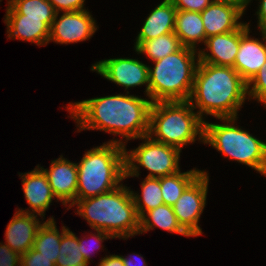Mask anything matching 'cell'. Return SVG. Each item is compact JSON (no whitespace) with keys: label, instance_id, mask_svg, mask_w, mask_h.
I'll return each instance as SVG.
<instances>
[{"label":"cell","instance_id":"6da1fadb","mask_svg":"<svg viewBox=\"0 0 266 266\" xmlns=\"http://www.w3.org/2000/svg\"><path fill=\"white\" fill-rule=\"evenodd\" d=\"M151 105L149 97L141 98L126 92L72 102L66 109L77 123V132L100 130L115 136L121 135L122 139L113 138L109 142L126 147L128 140L148 135Z\"/></svg>","mask_w":266,"mask_h":266},{"label":"cell","instance_id":"7a4b0ae2","mask_svg":"<svg viewBox=\"0 0 266 266\" xmlns=\"http://www.w3.org/2000/svg\"><path fill=\"white\" fill-rule=\"evenodd\" d=\"M247 82L233 67L198 63L189 102L203 121L206 115L238 117L248 98Z\"/></svg>","mask_w":266,"mask_h":266},{"label":"cell","instance_id":"3957f363","mask_svg":"<svg viewBox=\"0 0 266 266\" xmlns=\"http://www.w3.org/2000/svg\"><path fill=\"white\" fill-rule=\"evenodd\" d=\"M75 212L84 218L92 230H101L114 238L129 239L139 234V217L132 198L130 187L123 183L116 189L76 200Z\"/></svg>","mask_w":266,"mask_h":266},{"label":"cell","instance_id":"277c9868","mask_svg":"<svg viewBox=\"0 0 266 266\" xmlns=\"http://www.w3.org/2000/svg\"><path fill=\"white\" fill-rule=\"evenodd\" d=\"M76 200L95 197L116 189L125 180V146L104 142L87 150L77 163Z\"/></svg>","mask_w":266,"mask_h":266},{"label":"cell","instance_id":"5b68a950","mask_svg":"<svg viewBox=\"0 0 266 266\" xmlns=\"http://www.w3.org/2000/svg\"><path fill=\"white\" fill-rule=\"evenodd\" d=\"M198 63V50L185 46L154 61L149 66L151 102L189 100Z\"/></svg>","mask_w":266,"mask_h":266},{"label":"cell","instance_id":"8992f818","mask_svg":"<svg viewBox=\"0 0 266 266\" xmlns=\"http://www.w3.org/2000/svg\"><path fill=\"white\" fill-rule=\"evenodd\" d=\"M194 110L188 100L152 103L148 136L181 151L184 146L193 144L196 140L203 143L204 121Z\"/></svg>","mask_w":266,"mask_h":266},{"label":"cell","instance_id":"52a82bcc","mask_svg":"<svg viewBox=\"0 0 266 266\" xmlns=\"http://www.w3.org/2000/svg\"><path fill=\"white\" fill-rule=\"evenodd\" d=\"M237 120L238 117L219 118L223 124L204 121L203 144L266 176V142L236 126Z\"/></svg>","mask_w":266,"mask_h":266},{"label":"cell","instance_id":"ba28073f","mask_svg":"<svg viewBox=\"0 0 266 266\" xmlns=\"http://www.w3.org/2000/svg\"><path fill=\"white\" fill-rule=\"evenodd\" d=\"M143 142L131 150L125 147V178L138 177L140 166L149 171L146 177L160 178L180 171L179 148L156 142L148 135L140 138Z\"/></svg>","mask_w":266,"mask_h":266},{"label":"cell","instance_id":"9c48e42d","mask_svg":"<svg viewBox=\"0 0 266 266\" xmlns=\"http://www.w3.org/2000/svg\"><path fill=\"white\" fill-rule=\"evenodd\" d=\"M208 175L207 171L202 170V173L185 189L172 206L178 223L190 237L203 234L199 220L207 202Z\"/></svg>","mask_w":266,"mask_h":266},{"label":"cell","instance_id":"30bf717a","mask_svg":"<svg viewBox=\"0 0 266 266\" xmlns=\"http://www.w3.org/2000/svg\"><path fill=\"white\" fill-rule=\"evenodd\" d=\"M91 71H96L108 81L124 87L127 93L131 88L144 85L145 96L149 97V65L138 58L104 59L92 64Z\"/></svg>","mask_w":266,"mask_h":266},{"label":"cell","instance_id":"8fae6325","mask_svg":"<svg viewBox=\"0 0 266 266\" xmlns=\"http://www.w3.org/2000/svg\"><path fill=\"white\" fill-rule=\"evenodd\" d=\"M56 13L50 27L49 42L71 44L90 39L98 26L88 9ZM59 17V18H58Z\"/></svg>","mask_w":266,"mask_h":266},{"label":"cell","instance_id":"7c38bea8","mask_svg":"<svg viewBox=\"0 0 266 266\" xmlns=\"http://www.w3.org/2000/svg\"><path fill=\"white\" fill-rule=\"evenodd\" d=\"M250 36V22L240 27V45L233 68L248 83L266 61V31Z\"/></svg>","mask_w":266,"mask_h":266},{"label":"cell","instance_id":"4fadbf2b","mask_svg":"<svg viewBox=\"0 0 266 266\" xmlns=\"http://www.w3.org/2000/svg\"><path fill=\"white\" fill-rule=\"evenodd\" d=\"M47 176L49 185L57 199L69 210L76 201V191L78 187L77 163L71 162L60 155L59 158L52 160L49 169L39 166Z\"/></svg>","mask_w":266,"mask_h":266},{"label":"cell","instance_id":"5bb4252c","mask_svg":"<svg viewBox=\"0 0 266 266\" xmlns=\"http://www.w3.org/2000/svg\"><path fill=\"white\" fill-rule=\"evenodd\" d=\"M22 182V189L30 209L18 208V211L39 215L43 221L46 210L49 209L52 201L56 199L43 170L39 164L29 172L19 173Z\"/></svg>","mask_w":266,"mask_h":266},{"label":"cell","instance_id":"9a60e30c","mask_svg":"<svg viewBox=\"0 0 266 266\" xmlns=\"http://www.w3.org/2000/svg\"><path fill=\"white\" fill-rule=\"evenodd\" d=\"M204 45L206 47L202 49L203 51L198 50L199 62L233 67L240 45V28L208 37Z\"/></svg>","mask_w":266,"mask_h":266},{"label":"cell","instance_id":"2e32d148","mask_svg":"<svg viewBox=\"0 0 266 266\" xmlns=\"http://www.w3.org/2000/svg\"><path fill=\"white\" fill-rule=\"evenodd\" d=\"M39 216L16 210L5 231V244L18 254H25L33 247L38 229L44 223Z\"/></svg>","mask_w":266,"mask_h":266},{"label":"cell","instance_id":"e0dca14e","mask_svg":"<svg viewBox=\"0 0 266 266\" xmlns=\"http://www.w3.org/2000/svg\"><path fill=\"white\" fill-rule=\"evenodd\" d=\"M243 15L234 6L213 1L201 12L206 37L238 30L244 24L239 21Z\"/></svg>","mask_w":266,"mask_h":266},{"label":"cell","instance_id":"ac0fdd59","mask_svg":"<svg viewBox=\"0 0 266 266\" xmlns=\"http://www.w3.org/2000/svg\"><path fill=\"white\" fill-rule=\"evenodd\" d=\"M7 37L33 43L37 46L48 44L50 27L43 19L25 18L22 14H5Z\"/></svg>","mask_w":266,"mask_h":266},{"label":"cell","instance_id":"d6986e66","mask_svg":"<svg viewBox=\"0 0 266 266\" xmlns=\"http://www.w3.org/2000/svg\"><path fill=\"white\" fill-rule=\"evenodd\" d=\"M177 9L171 0H163L158 4L145 19L142 28L135 38L134 49L142 42L152 40L158 36H162L174 32L175 15Z\"/></svg>","mask_w":266,"mask_h":266},{"label":"cell","instance_id":"ffe728a7","mask_svg":"<svg viewBox=\"0 0 266 266\" xmlns=\"http://www.w3.org/2000/svg\"><path fill=\"white\" fill-rule=\"evenodd\" d=\"M175 35L179 38L182 46L197 48L199 43H205L206 34L200 12L176 11L175 15Z\"/></svg>","mask_w":266,"mask_h":266},{"label":"cell","instance_id":"44dd1931","mask_svg":"<svg viewBox=\"0 0 266 266\" xmlns=\"http://www.w3.org/2000/svg\"><path fill=\"white\" fill-rule=\"evenodd\" d=\"M155 227L170 233L190 237L178 223L173 207L166 204L147 211L139 219V234L154 230Z\"/></svg>","mask_w":266,"mask_h":266},{"label":"cell","instance_id":"7402d4cb","mask_svg":"<svg viewBox=\"0 0 266 266\" xmlns=\"http://www.w3.org/2000/svg\"><path fill=\"white\" fill-rule=\"evenodd\" d=\"M68 229V227L62 226V230L59 232L54 217H49L38 229L32 248L56 263L62 235Z\"/></svg>","mask_w":266,"mask_h":266},{"label":"cell","instance_id":"603a6c76","mask_svg":"<svg viewBox=\"0 0 266 266\" xmlns=\"http://www.w3.org/2000/svg\"><path fill=\"white\" fill-rule=\"evenodd\" d=\"M202 173L193 168L186 172L178 171L174 174L160 177V187L164 204L173 206L181 197L185 189Z\"/></svg>","mask_w":266,"mask_h":266},{"label":"cell","instance_id":"cb8c5ba5","mask_svg":"<svg viewBox=\"0 0 266 266\" xmlns=\"http://www.w3.org/2000/svg\"><path fill=\"white\" fill-rule=\"evenodd\" d=\"M6 14H22L25 18L43 19L49 27L56 12L48 0H8Z\"/></svg>","mask_w":266,"mask_h":266},{"label":"cell","instance_id":"d4e9b609","mask_svg":"<svg viewBox=\"0 0 266 266\" xmlns=\"http://www.w3.org/2000/svg\"><path fill=\"white\" fill-rule=\"evenodd\" d=\"M141 184V196L130 189L139 219L147 212L164 204L160 178L145 177Z\"/></svg>","mask_w":266,"mask_h":266},{"label":"cell","instance_id":"484cf974","mask_svg":"<svg viewBox=\"0 0 266 266\" xmlns=\"http://www.w3.org/2000/svg\"><path fill=\"white\" fill-rule=\"evenodd\" d=\"M182 47L174 32L158 36L152 40L142 41L134 50L137 54H145L151 62L160 60Z\"/></svg>","mask_w":266,"mask_h":266},{"label":"cell","instance_id":"4316f807","mask_svg":"<svg viewBox=\"0 0 266 266\" xmlns=\"http://www.w3.org/2000/svg\"><path fill=\"white\" fill-rule=\"evenodd\" d=\"M78 236L69 229L62 235L59 256L55 266H88V262L80 252Z\"/></svg>","mask_w":266,"mask_h":266},{"label":"cell","instance_id":"83f0119b","mask_svg":"<svg viewBox=\"0 0 266 266\" xmlns=\"http://www.w3.org/2000/svg\"><path fill=\"white\" fill-rule=\"evenodd\" d=\"M248 101L253 99L266 108V61L247 83Z\"/></svg>","mask_w":266,"mask_h":266},{"label":"cell","instance_id":"f1b7e54d","mask_svg":"<svg viewBox=\"0 0 266 266\" xmlns=\"http://www.w3.org/2000/svg\"><path fill=\"white\" fill-rule=\"evenodd\" d=\"M94 231H96V233H92V232H90V235H88V237H86V236H83L84 238H78V244H79V247H80V249H81V253H82V255L84 256V258H85V260L90 264V260H91V254H92V252L94 253V250H96V249H102L103 247V245H101L103 242H104V240H107V239H114V237L112 236V235H110L109 233H106L105 231H101V230H94ZM90 236V237H89ZM88 238H89V241H95V243H92V242H90L89 243V241H87L88 240ZM92 240H91V239ZM87 239V240H86ZM85 240L87 241V242H85ZM91 245V244H93V246L91 247H89V245ZM97 247H95V246Z\"/></svg>","mask_w":266,"mask_h":266},{"label":"cell","instance_id":"f546056e","mask_svg":"<svg viewBox=\"0 0 266 266\" xmlns=\"http://www.w3.org/2000/svg\"><path fill=\"white\" fill-rule=\"evenodd\" d=\"M20 266H55V263L31 248L25 254H21Z\"/></svg>","mask_w":266,"mask_h":266},{"label":"cell","instance_id":"4dcf8cb0","mask_svg":"<svg viewBox=\"0 0 266 266\" xmlns=\"http://www.w3.org/2000/svg\"><path fill=\"white\" fill-rule=\"evenodd\" d=\"M174 7L180 11L202 12L213 0H171Z\"/></svg>","mask_w":266,"mask_h":266},{"label":"cell","instance_id":"1f68e13d","mask_svg":"<svg viewBox=\"0 0 266 266\" xmlns=\"http://www.w3.org/2000/svg\"><path fill=\"white\" fill-rule=\"evenodd\" d=\"M56 13L85 10V0H48Z\"/></svg>","mask_w":266,"mask_h":266},{"label":"cell","instance_id":"d6a6232c","mask_svg":"<svg viewBox=\"0 0 266 266\" xmlns=\"http://www.w3.org/2000/svg\"><path fill=\"white\" fill-rule=\"evenodd\" d=\"M21 255L7 244L0 243V266H20Z\"/></svg>","mask_w":266,"mask_h":266},{"label":"cell","instance_id":"836d02e7","mask_svg":"<svg viewBox=\"0 0 266 266\" xmlns=\"http://www.w3.org/2000/svg\"><path fill=\"white\" fill-rule=\"evenodd\" d=\"M255 14L258 18V30L266 31V0H259L258 8Z\"/></svg>","mask_w":266,"mask_h":266},{"label":"cell","instance_id":"e575fe53","mask_svg":"<svg viewBox=\"0 0 266 266\" xmlns=\"http://www.w3.org/2000/svg\"><path fill=\"white\" fill-rule=\"evenodd\" d=\"M133 254L129 256H122V262L124 266H148L144 258L141 256V254H135V253Z\"/></svg>","mask_w":266,"mask_h":266},{"label":"cell","instance_id":"d590c367","mask_svg":"<svg viewBox=\"0 0 266 266\" xmlns=\"http://www.w3.org/2000/svg\"><path fill=\"white\" fill-rule=\"evenodd\" d=\"M98 266H124L122 262V255H106L100 259Z\"/></svg>","mask_w":266,"mask_h":266},{"label":"cell","instance_id":"8d00e7d4","mask_svg":"<svg viewBox=\"0 0 266 266\" xmlns=\"http://www.w3.org/2000/svg\"><path fill=\"white\" fill-rule=\"evenodd\" d=\"M213 1L234 6L237 9H239L243 14H245L246 12L245 10L252 0H213Z\"/></svg>","mask_w":266,"mask_h":266}]
</instances>
